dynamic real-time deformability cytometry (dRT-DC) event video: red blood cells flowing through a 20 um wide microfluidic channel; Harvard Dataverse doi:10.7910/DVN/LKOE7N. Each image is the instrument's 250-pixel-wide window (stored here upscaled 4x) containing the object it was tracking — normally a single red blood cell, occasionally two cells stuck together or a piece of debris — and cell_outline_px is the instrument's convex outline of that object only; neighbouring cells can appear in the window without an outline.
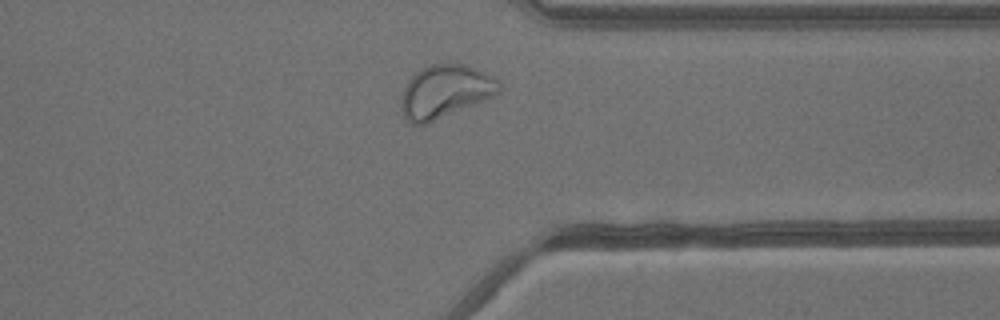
{"species": "common noctule bat (a hibernating species)", "species_latin": "Nyctalus noctula", "temperature_condition": "warm", "stored_images_in_passage": 25, "camera_frame_rate_fps": 3000, "um_per_image_px": 0.085, "animal": {"sex": "male", "body_mass_g": 13.3}, "frame": {"image": 1, "passage_image": 22, "time_ms": 7.0, "image_size_px": [1000, 320], "cell_outline_px": [[500, 92], [484, 100], [428, 124], [412, 124], [404, 116], [400, 104], [400, 96], [408, 80], [416, 72], [432, 64], [464, 64], [484, 72], [492, 76], [500, 84]], "centroid_in_image_um": [37.8, 7.79], "position_along_channel_um": 373.6, "area_um2": 30.0}}